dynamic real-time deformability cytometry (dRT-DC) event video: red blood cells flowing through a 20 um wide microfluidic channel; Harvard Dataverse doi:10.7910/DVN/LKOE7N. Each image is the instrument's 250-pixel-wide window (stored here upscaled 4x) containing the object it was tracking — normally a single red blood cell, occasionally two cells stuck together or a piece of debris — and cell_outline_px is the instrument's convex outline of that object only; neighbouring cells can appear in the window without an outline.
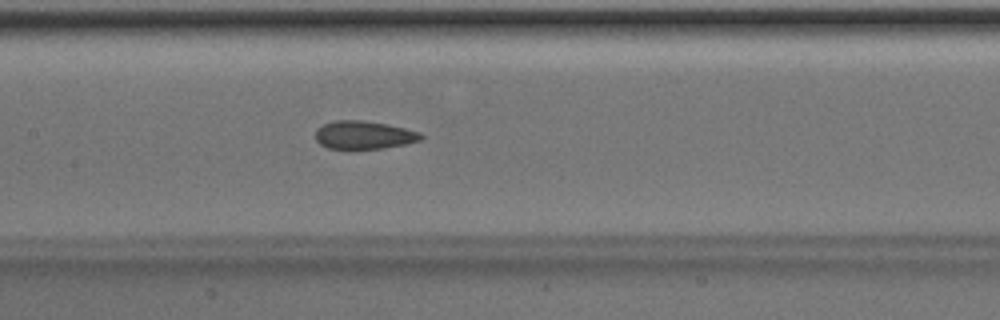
{"species": "Egyptian fruit bat (a non-hibernating species)", "species_latin": "Rousettus aegyptiacus", "temperature_condition": "room temperature", "stored_images_in_passage": 50, "camera_frame_rate_fps": 3000, "um_per_image_px": 0.085, "animal": {"sex": "male"}, "frame": {"image": 1, "passage_image": 24, "time_ms": 7.667, "image_size_px": [1000, 320], "cell_outline_px": [[424, 136], [420, 140], [408, 144], [384, 148], [328, 148], [320, 144], [316, 140], [316, 128], [324, 124], [336, 120], [364, 120], [388, 124], [420, 132]], "centroid_in_image_um": [30.95, 11.46], "position_along_channel_um": 176.5, "area_um2": 17.28}}
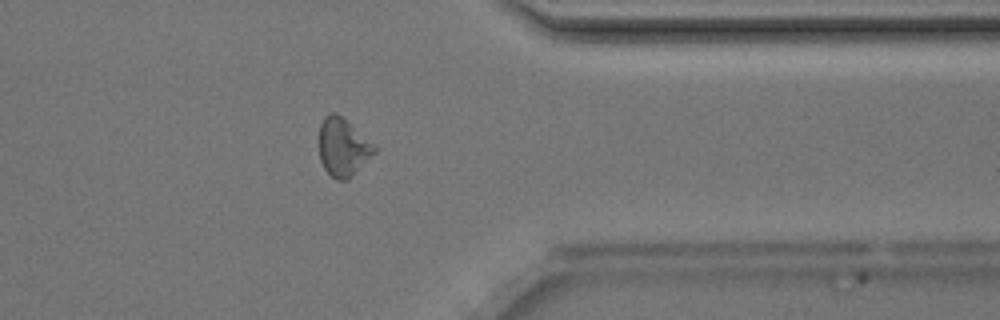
{"frame": {"image": 2, "passage_image": 40, "time_ms": 13.0, "image_size_px": [1000, 320], "cell_outline_px": [[376, 152], [348, 180], [336, 180], [324, 168], [320, 160], [320, 124], [324, 116], [332, 112], [336, 112], [372, 144], [376, 148]], "centroid_in_image_um": [29.13, 12.54], "position_along_channel_um": 382.3, "area_um2": 18.21}}
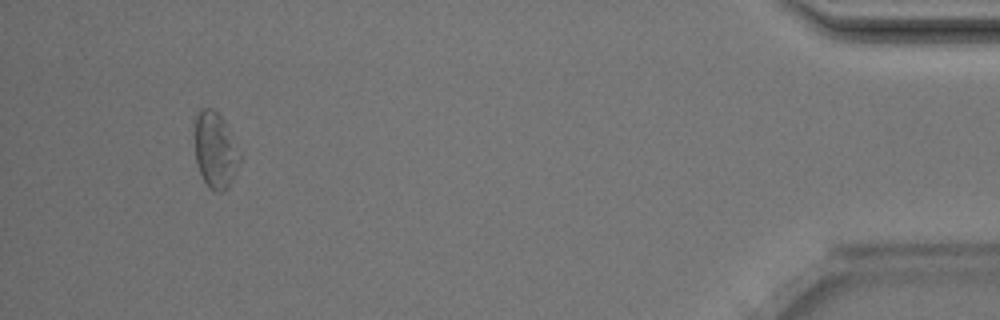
{"frame": {"image": 3, "passage_image": 47, "time_ms": 15.333, "image_size_px": [1000, 320], "cell_outline_px": [[240, 160], [228, 188], [224, 192], [216, 192], [208, 188], [200, 172], [196, 160], [196, 116], [200, 108], [212, 108], [224, 120], [240, 156]], "centroid_in_image_um": [18.29, 12.79], "position_along_channel_um": 416.9, "area_um2": 19.42}, "authors_computed_cell_mechanics": {"area_um2": 18.7272, "velocity_mm_per_s": 4.0443, "shape_relaxation_time_tau1_ms": null, "shape_relaxation_time_tau2_ms": 2.2233, "deformation_change_tau1": null, "deformation_change_tau2": 0.0694}}